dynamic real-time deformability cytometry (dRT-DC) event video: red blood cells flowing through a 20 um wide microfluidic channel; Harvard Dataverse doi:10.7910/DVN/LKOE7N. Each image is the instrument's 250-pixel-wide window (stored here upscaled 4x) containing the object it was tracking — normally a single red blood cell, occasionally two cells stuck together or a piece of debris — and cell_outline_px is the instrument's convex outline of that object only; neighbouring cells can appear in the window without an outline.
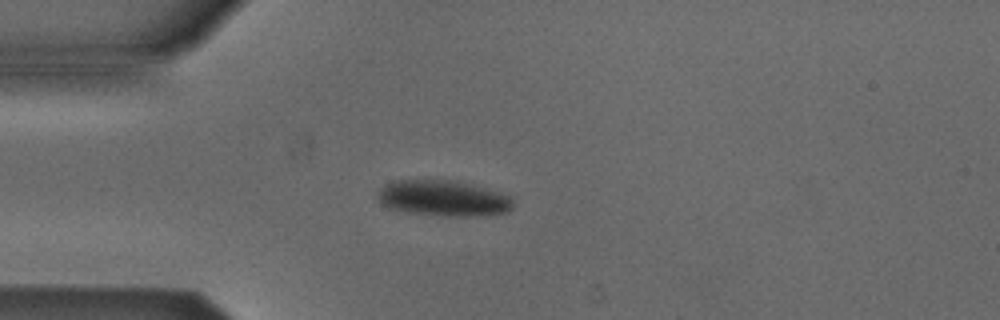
{"species": "Egyptian fruit bat (a non-hibernating species)", "species_latin": "Rousettus aegyptiacus", "temperature_condition": "cold", "stored_images_in_passage": 4, "camera_frame_rate_fps": 3000, "um_per_image_px": 0.085, "animal": {"sex": "male"}, "frame": {"image": 1, "passage_image": 3, "time_ms": 2.333, "image_size_px": [1000, 320], "cell_outline_px": [[516, 204], [508, 212], [484, 216], [444, 216], [408, 212], [392, 208], [376, 200], [376, 192], [384, 184], [396, 180], [444, 180], [468, 184], [500, 192], [512, 196]], "centroid_in_image_um": [37.71, 16.86], "position_along_channel_um": 47.3, "area_um2": 28.38}}